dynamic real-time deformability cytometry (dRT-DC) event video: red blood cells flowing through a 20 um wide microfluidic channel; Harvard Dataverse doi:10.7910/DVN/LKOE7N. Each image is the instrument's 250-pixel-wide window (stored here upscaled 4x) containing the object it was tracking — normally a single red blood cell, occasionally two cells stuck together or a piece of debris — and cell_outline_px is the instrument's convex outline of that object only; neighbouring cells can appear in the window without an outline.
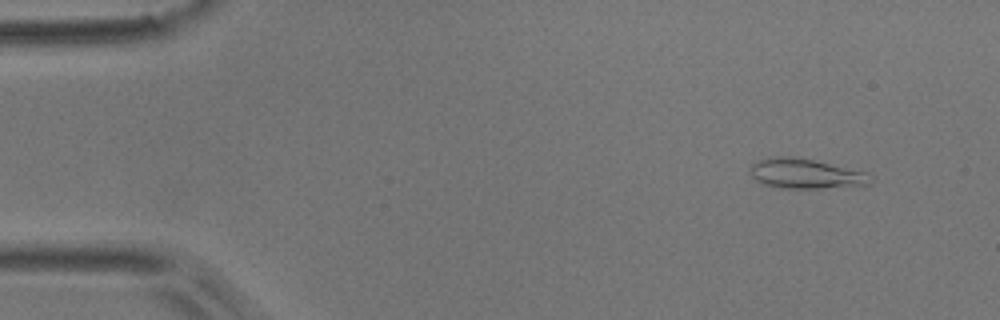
{"species": "common noctule bat (a hibernating species)", "species_latin": "Nyctalus noctula", "temperature_condition": "room temperature", "stored_images_in_passage": 5, "camera_frame_rate_fps": 3000, "um_per_image_px": 0.085, "animal": {"sex": "male", "body_mass_g": 17.9}, "frame": {"image": 1, "passage_image": 1, "time_ms": 0.0, "image_size_px": [1000, 320], "cell_outline_px": [[872, 180], [864, 188], [776, 188], [764, 184], [756, 180], [752, 176], [752, 164], [760, 160], [776, 156], [792, 156], [872, 172]], "centroid_in_image_um": [68.65, 14.79], "position_along_channel_um": 16.4, "area_um2": 21.5}}
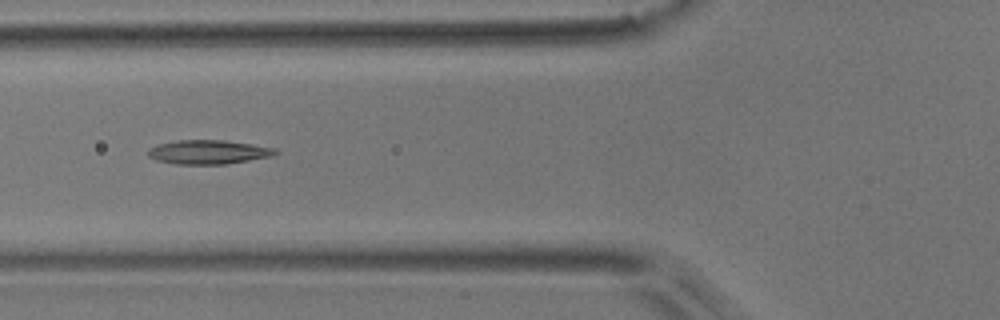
{"frame": {"image": 2, "passage_image": 5, "time_ms": 1.333, "image_size_px": [1000, 320], "cell_outline_px": [[280, 152], [272, 156], [224, 164], [176, 164], [156, 160], [148, 156], [148, 148], [160, 144], [176, 140], [224, 140], [252, 144], [272, 148]], "centroid_in_image_um": [17.68, 12.92], "position_along_channel_um": 108.1, "area_um2": 17.69}}